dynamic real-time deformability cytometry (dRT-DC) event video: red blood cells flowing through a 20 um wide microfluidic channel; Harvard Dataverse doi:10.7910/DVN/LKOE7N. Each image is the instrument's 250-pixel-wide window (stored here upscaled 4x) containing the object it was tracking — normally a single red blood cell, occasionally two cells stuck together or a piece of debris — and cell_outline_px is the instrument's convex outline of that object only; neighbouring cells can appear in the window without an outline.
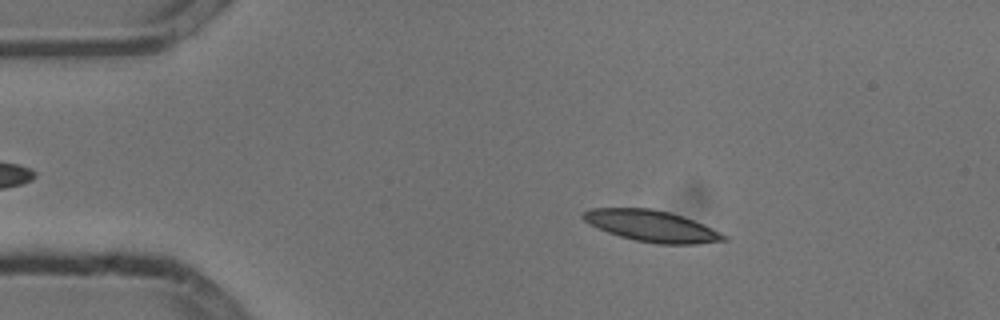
{"species": "common noctule bat (a hibernating species)", "species_latin": "Nyctalus noctula", "temperature_condition": "cold", "stored_images_in_passage": 3, "camera_frame_rate_fps": 3000, "um_per_image_px": 0.085, "animal": {"sex": "male", "body_mass_g": 13.3}, "frame": {"image": 1, "passage_image": 2, "time_ms": 0.333, "image_size_px": [1000, 320], "cell_outline_px": [[728, 240], [700, 244], [656, 244], [636, 240], [620, 236], [608, 232], [584, 220], [580, 216], [584, 212], [592, 208], [652, 208], [668, 212], [692, 220], [728, 236]], "centroid_in_image_um": [55.41, 19.22], "position_along_channel_um": 29.6, "area_um2": 25.26}}